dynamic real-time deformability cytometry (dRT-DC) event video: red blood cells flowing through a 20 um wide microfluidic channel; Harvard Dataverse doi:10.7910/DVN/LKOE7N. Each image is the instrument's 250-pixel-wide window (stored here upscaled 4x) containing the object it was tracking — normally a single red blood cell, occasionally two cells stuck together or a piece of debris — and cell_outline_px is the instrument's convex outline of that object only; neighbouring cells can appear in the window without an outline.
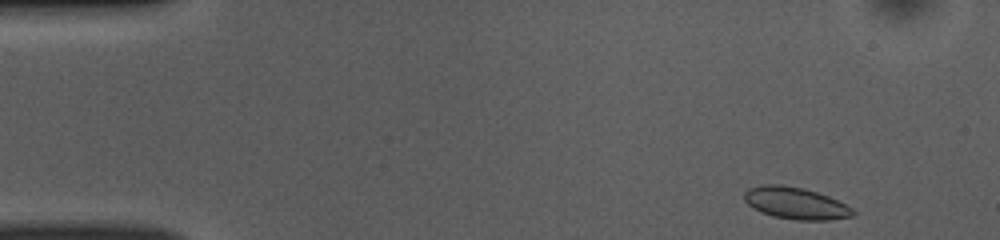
{"species": "common noctule bat (a hibernating species)", "species_latin": "Nyctalus noctula", "temperature_condition": "room temperature", "stored_images_in_passage": 47, "camera_frame_rate_fps": 3000, "um_per_image_px": 0.085, "animal": {"sex": "female", "body_mass_g": 10.0, "forearm_length_mm": 53.1}, "frame": {"image": 1, "passage_image": 1, "time_ms": 0.0, "image_size_px": [1000, 240], "cell_outline_px": [[856, 212], [852, 216], [828, 220], [800, 220], [776, 216], [752, 208], [744, 200], [744, 192], [748, 188], [764, 184], [780, 184], [804, 188], [828, 196], [852, 208]], "centroid_in_image_um": [67.61, 17.25], "position_along_channel_um": 17.4, "area_um2": 19.94}}
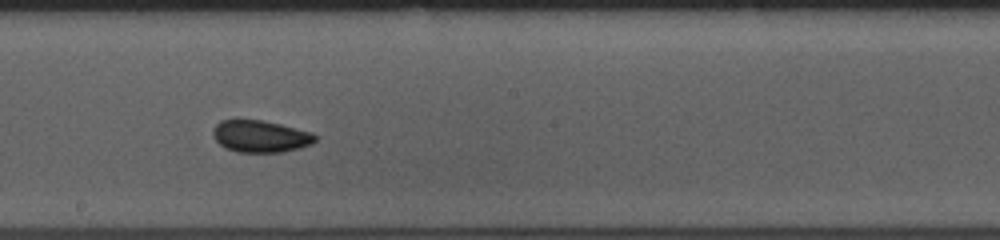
{"frame": {"image": 2, "passage_image": 24, "time_ms": 7.667, "image_size_px": [1000, 240], "cell_outline_px": [[316, 140], [312, 144], [300, 148], [280, 152], [236, 152], [224, 148], [212, 136], [212, 132], [216, 124], [220, 120], [236, 116], [260, 120], [280, 124], [312, 132], [316, 136]], "centroid_in_image_um": [22.07, 11.55], "position_along_channel_um": 226.1, "area_um2": 19.65}}
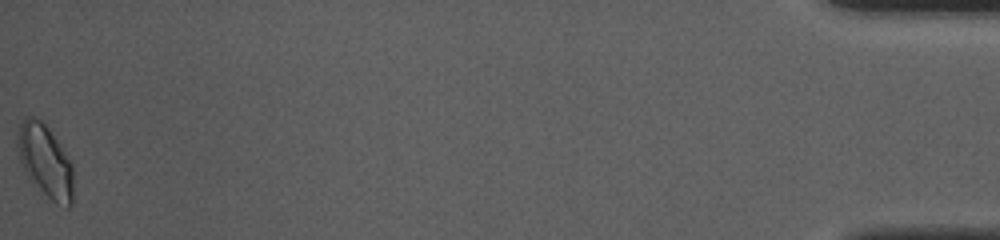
{"frame": {"image": 3, "passage_image": 47, "time_ms": 15.333, "image_size_px": [1000, 240], "cell_outline_px": [[72, 204], [68, 208], [48, 204], [28, 180], [24, 172], [20, 160], [16, 144], [16, 136], [20, 124], [28, 116], [32, 116], [40, 120], [48, 128], [72, 164]], "centroid_in_image_um": [3.81, 13.82], "position_along_channel_um": 431.4, "area_um2": 24.39}, "authors_computed_cell_mechanics": {"area_um2": 19.0162, "velocity_mm_per_s": 3.9342, "shape_relaxation_time_tau1_ms": 3.676, "shape_relaxation_time_tau2_ms": 1.1758, "deformation_change_tau1": 0.0923, "deformation_change_tau2": 0.0423}}